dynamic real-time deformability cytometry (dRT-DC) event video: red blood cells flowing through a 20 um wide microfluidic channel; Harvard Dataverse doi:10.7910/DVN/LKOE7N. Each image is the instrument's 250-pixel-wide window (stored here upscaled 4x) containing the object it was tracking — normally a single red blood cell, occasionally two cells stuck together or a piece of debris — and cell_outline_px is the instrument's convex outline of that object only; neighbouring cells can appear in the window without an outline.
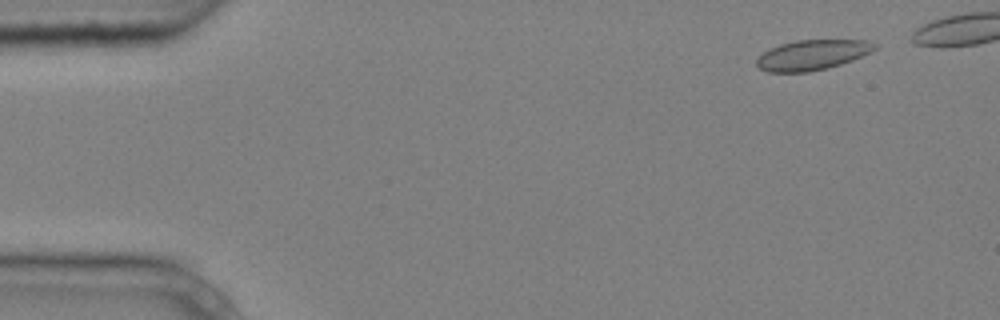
{"species": "common noctule bat (a hibernating species)", "species_latin": "Nyctalus noctula", "temperature_condition": "cold", "stored_images_in_passage": 6, "camera_frame_rate_fps": 3000, "um_per_image_px": 0.085, "animal": {"sex": "male", "body_mass_g": 20.4}, "frame": {"image": 1, "passage_image": 2, "time_ms": 0.333, "image_size_px": [1000, 320], "cell_outline_px": [[876, 48], [852, 60], [828, 68], [808, 72], [768, 72], [760, 68], [756, 64], [756, 60], [764, 52], [780, 44], [796, 40], [868, 40], [876, 44]], "centroid_in_image_um": [69.02, 4.67], "position_along_channel_um": 16.0, "area_um2": 20.46}}